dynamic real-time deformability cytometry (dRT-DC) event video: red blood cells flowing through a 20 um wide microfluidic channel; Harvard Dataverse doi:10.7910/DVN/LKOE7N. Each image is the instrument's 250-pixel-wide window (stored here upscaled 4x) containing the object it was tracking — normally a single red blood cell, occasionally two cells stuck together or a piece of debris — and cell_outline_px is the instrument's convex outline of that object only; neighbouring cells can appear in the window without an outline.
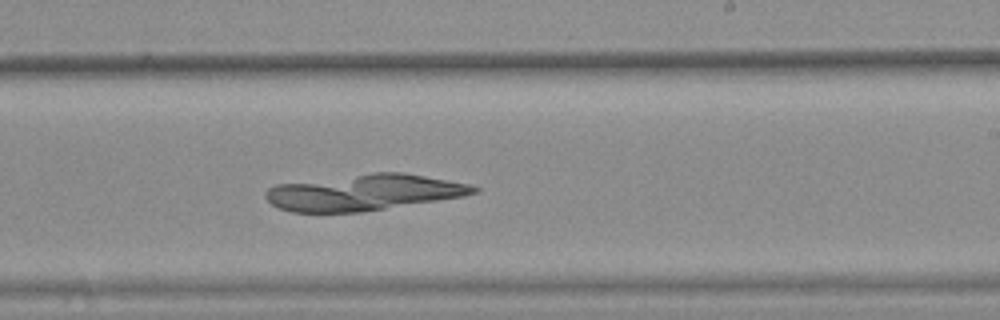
{"species": "common noctule bat (a hibernating species)", "species_latin": "Nyctalus noctula", "temperature_condition": "warm", "stored_images_in_passage": 31, "camera_frame_rate_fps": 3000, "um_per_image_px": 0.085, "animal": {"sex": "female", "body_mass_g": 25.1}, "frame": {"image": 1, "passage_image": 19, "time_ms": 6.0, "image_size_px": [1000, 320], "cell_outline_px": [[480, 188], [476, 192], [464, 196], [360, 212], [292, 212], [276, 208], [264, 196], [264, 192], [268, 188], [276, 184], [372, 172], [404, 172], [468, 184]], "centroid_in_image_um": [30.87, 16.35], "position_along_channel_um": 258.1, "area_um2": 43.64}}
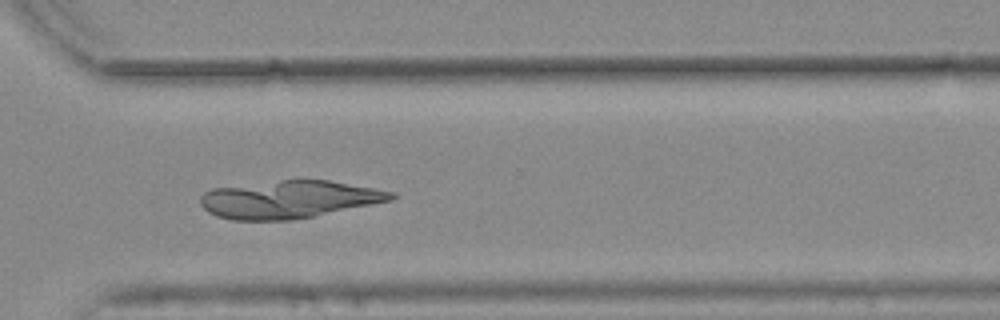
{"frame": {"image": 2, "passage_image": 26, "time_ms": 8.333, "image_size_px": [1000, 320], "cell_outline_px": [[400, 196], [392, 200], [316, 216], [292, 220], [232, 220], [216, 216], [208, 212], [200, 204], [200, 196], [204, 192], [212, 188], [300, 176], [328, 180], [396, 192]], "centroid_in_image_um": [24.58, 16.91], "position_along_channel_um": 346.0, "area_um2": 43.12}}
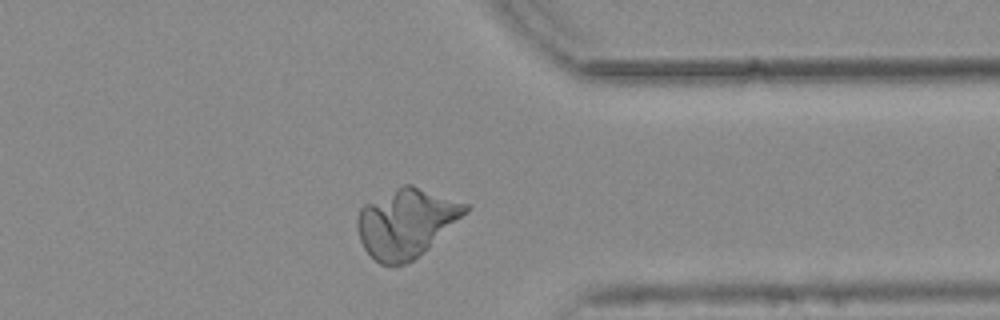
{"frame": {"image": 3, "passage_image": 29, "time_ms": 9.333, "image_size_px": [1000, 320], "cell_outline_px": [[468, 212], [428, 248], [408, 264], [380, 264], [364, 248], [360, 240], [356, 228], [356, 216], [360, 208], [364, 204], [404, 184], [412, 184], [468, 204]], "centroid_in_image_um": [34.51, 18.94], "position_along_channel_um": 376.9, "area_um2": 43.0}}